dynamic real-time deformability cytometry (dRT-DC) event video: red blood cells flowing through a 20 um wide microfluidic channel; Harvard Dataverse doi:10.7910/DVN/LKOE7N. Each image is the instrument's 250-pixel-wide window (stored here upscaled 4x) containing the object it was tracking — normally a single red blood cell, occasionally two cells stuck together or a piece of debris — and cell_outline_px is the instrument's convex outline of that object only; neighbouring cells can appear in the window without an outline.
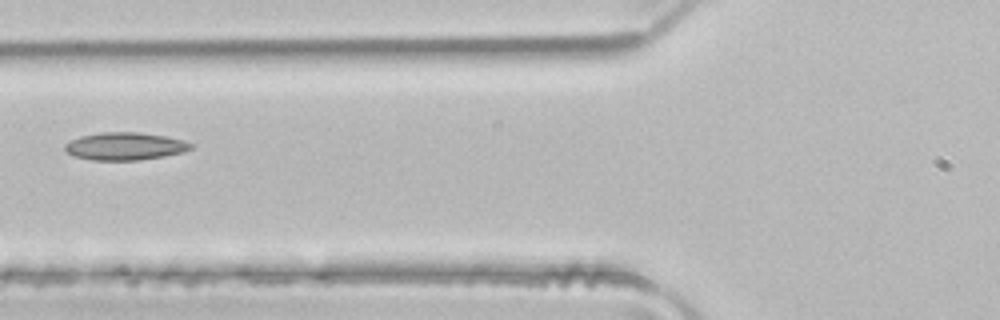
{"species": "common noctule bat (a hibernating species)", "species_latin": "Nyctalus noctula", "temperature_condition": "room temperature", "stored_images_in_passage": 6, "camera_frame_rate_fps": 3000, "um_per_image_px": 0.085, "animal": {"sex": "male", "body_mass_g": 21.5, "forearm_length_mm": 52.0}, "frame": {"image": 1, "passage_image": 6, "time_ms": 1.667, "image_size_px": [1000, 320], "cell_outline_px": [[192, 148], [184, 152], [164, 156], [140, 160], [92, 160], [72, 156], [64, 148], [64, 144], [80, 136], [100, 132], [140, 132], [164, 136], [184, 140], [192, 144]], "centroid_in_image_um": [10.61, 12.43], "position_along_channel_um": 115.2, "area_um2": 20.35}}